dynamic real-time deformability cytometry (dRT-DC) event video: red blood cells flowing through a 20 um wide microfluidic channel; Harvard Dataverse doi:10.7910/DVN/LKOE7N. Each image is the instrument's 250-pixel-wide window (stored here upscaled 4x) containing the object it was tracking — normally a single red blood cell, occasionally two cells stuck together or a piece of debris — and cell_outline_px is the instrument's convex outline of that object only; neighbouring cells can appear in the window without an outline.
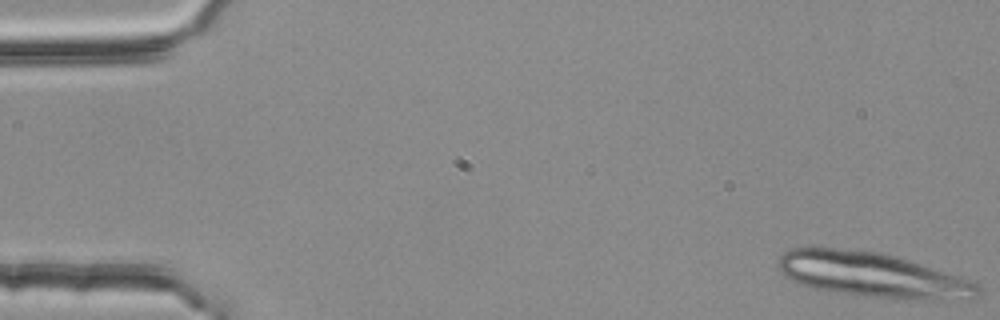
{"species": "common noctule bat (a hibernating species)", "species_latin": "Nyctalus noctula", "temperature_condition": "room temperature", "stored_images_in_passage": 15, "camera_frame_rate_fps": 3000, "um_per_image_px": 0.085, "animal": {"sex": "female", "body_mass_g": 25.1}, "frame": {"image": 1, "passage_image": 1, "time_ms": 0.0, "image_size_px": [1000, 320], "cell_outline_px": [[980, 296], [972, 300], [912, 300], [868, 296], [836, 292], [812, 288], [800, 284], [784, 276], [780, 272], [776, 264], [776, 260], [784, 252], [792, 248], [832, 248], [880, 252], [976, 284], [980, 288]], "centroid_in_image_um": [74.06, 23.4], "position_along_channel_um": 10.9, "area_um2": 51.33}}